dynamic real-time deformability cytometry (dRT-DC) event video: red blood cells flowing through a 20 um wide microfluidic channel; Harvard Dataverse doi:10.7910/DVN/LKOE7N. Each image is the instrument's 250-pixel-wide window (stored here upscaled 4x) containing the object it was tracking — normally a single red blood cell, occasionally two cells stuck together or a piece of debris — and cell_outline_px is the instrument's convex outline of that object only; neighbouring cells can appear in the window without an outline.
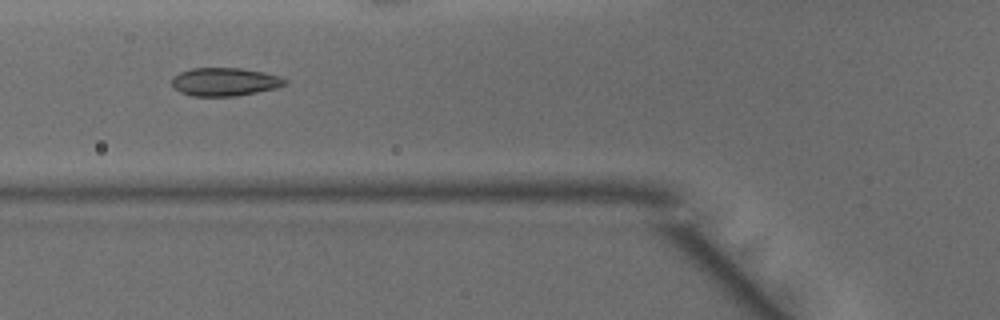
{"species": "common noctule bat (a hibernating species)", "species_latin": "Nyctalus noctula", "temperature_condition": "warm", "stored_images_in_passage": 41, "camera_frame_rate_fps": 3000, "um_per_image_px": 0.085, "animal": {"sex": "male", "body_mass_g": 15.6}, "frame": {"image": 1, "passage_image": 13, "time_ms": 4.0, "image_size_px": [1000, 320], "cell_outline_px": [[288, 84], [276, 88], [236, 96], [192, 96], [180, 92], [172, 84], [172, 76], [180, 72], [192, 68], [240, 68], [264, 72], [280, 76], [288, 80]], "centroid_in_image_um": [19.13, 6.95], "position_along_channel_um": 106.7, "area_um2": 18.67}}
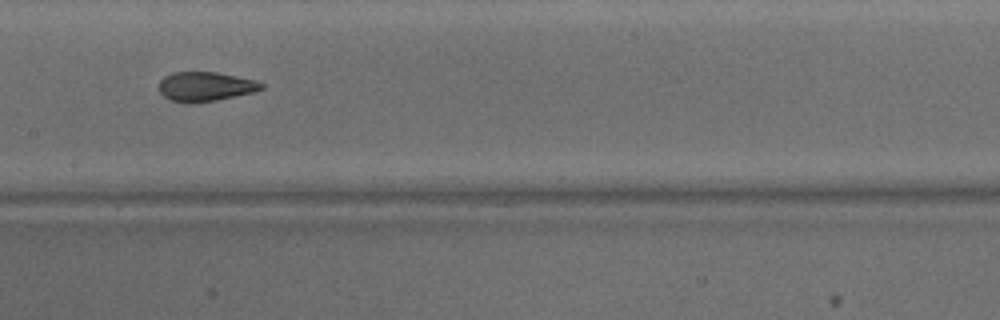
{"frame": {"image": 2, "passage_image": 19, "time_ms": 6.0, "image_size_px": [1000, 320], "cell_outline_px": [[264, 88], [252, 92], [216, 100], [188, 104], [184, 104], [172, 100], [164, 96], [160, 92], [160, 80], [164, 76], [172, 72], [216, 72], [256, 80], [264, 84]], "centroid_in_image_um": [17.44, 7.36], "position_along_channel_um": 190.0, "area_um2": 17.51}}
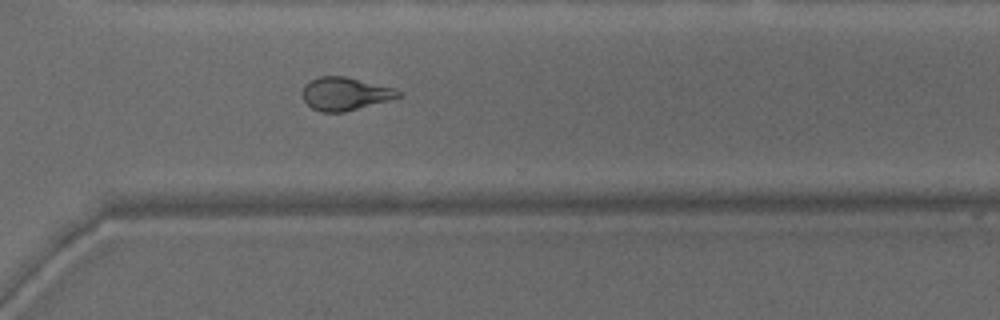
{"frame": {"image": 3, "passage_image": 30, "time_ms": 9.667, "image_size_px": [1000, 320], "cell_outline_px": [[404, 96], [344, 112], [324, 112], [312, 108], [304, 100], [304, 84], [320, 76], [344, 76], [392, 88], [404, 92]], "centroid_in_image_um": [29.37, 7.97], "position_along_channel_um": 341.2, "area_um2": 18.15}, "authors_computed_cell_mechanics": {"area_um2": 19.1318, "velocity_mm_per_s": 4.1374, "shape_relaxation_time_tau1_ms": 5.4544, "shape_relaxation_time_tau2_ms": 1.2546, "deformation_change_tau1": 0.1551, "deformation_change_tau2": 0.0728}}